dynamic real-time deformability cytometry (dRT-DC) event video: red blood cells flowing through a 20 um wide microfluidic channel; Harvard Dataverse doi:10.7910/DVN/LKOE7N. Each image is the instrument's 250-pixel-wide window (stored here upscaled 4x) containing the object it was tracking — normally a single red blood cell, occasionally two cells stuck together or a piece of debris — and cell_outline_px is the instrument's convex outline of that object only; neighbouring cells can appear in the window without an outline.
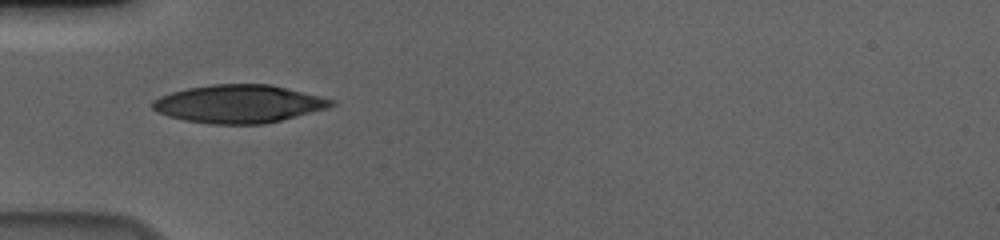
{"species": "human", "species_latin": "Homo sapiens", "temperature_condition": "cold", "stored_images_in_passage": 36, "camera_frame_rate_fps": 3000, "um_per_image_px": 0.085, "donor": {"sex": "male"}, "frame": {"image": 1, "passage_image": 1, "time_ms": 0.0, "image_size_px": [1000, 240], "cell_outline_px": [[336, 104], [328, 108], [264, 124], [208, 124], [184, 120], [168, 116], [156, 112], [152, 108], [152, 100], [160, 96], [172, 92], [188, 88], [212, 84], [272, 84], [336, 100]], "centroid_in_image_um": [20.29, 8.83], "position_along_channel_um": 64.7, "area_um2": 39.71}}
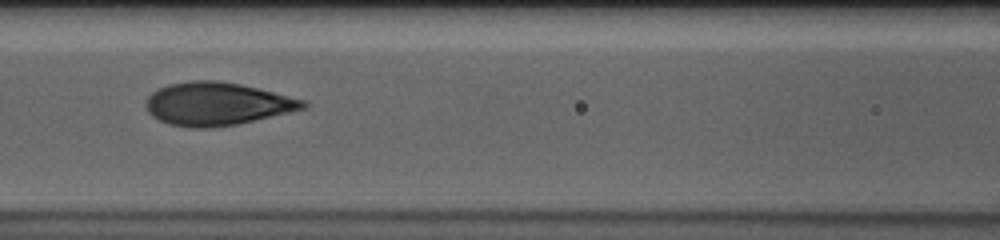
{"frame": {"image": 2, "passage_image": 8, "time_ms": 2.333, "image_size_px": [1000, 240], "cell_outline_px": [[308, 108], [236, 124], [212, 128], [192, 128], [168, 124], [152, 116], [148, 112], [148, 96], [152, 92], [168, 84], [192, 80], [216, 80], [240, 84], [304, 100], [308, 104]], "centroid_in_image_um": [18.44, 8.83], "position_along_channel_um": 148.2, "area_um2": 39.02}}
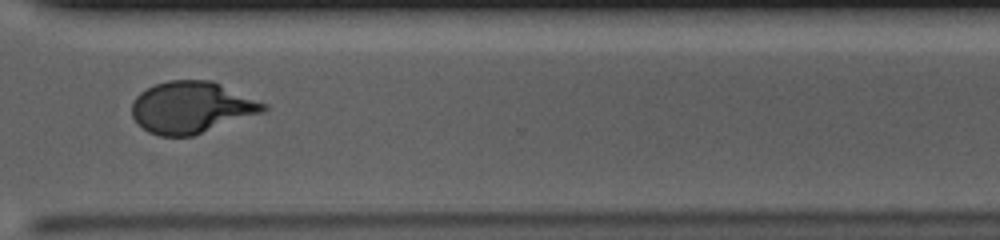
{"frame": {"image": 3, "passage_image": 25, "time_ms": 8.0, "image_size_px": [1000, 240], "cell_outline_px": [[268, 108], [264, 112], [192, 136], [160, 136], [148, 132], [132, 116], [132, 104], [136, 96], [140, 92], [156, 84], [168, 80], [212, 80], [268, 104]], "centroid_in_image_um": [16.3, 9.12], "position_along_channel_um": 354.3, "area_um2": 39.54}, "authors_computed_cell_mechanics": {"area_um2": 38.9572, "velocity_mm_per_s": 3.6457, "shape_relaxation_time_tau1_ms": 5.0543, "shape_relaxation_time_tau2_ms": null, "deformation_change_tau1": 0.1964, "deformation_change_tau2": null}}